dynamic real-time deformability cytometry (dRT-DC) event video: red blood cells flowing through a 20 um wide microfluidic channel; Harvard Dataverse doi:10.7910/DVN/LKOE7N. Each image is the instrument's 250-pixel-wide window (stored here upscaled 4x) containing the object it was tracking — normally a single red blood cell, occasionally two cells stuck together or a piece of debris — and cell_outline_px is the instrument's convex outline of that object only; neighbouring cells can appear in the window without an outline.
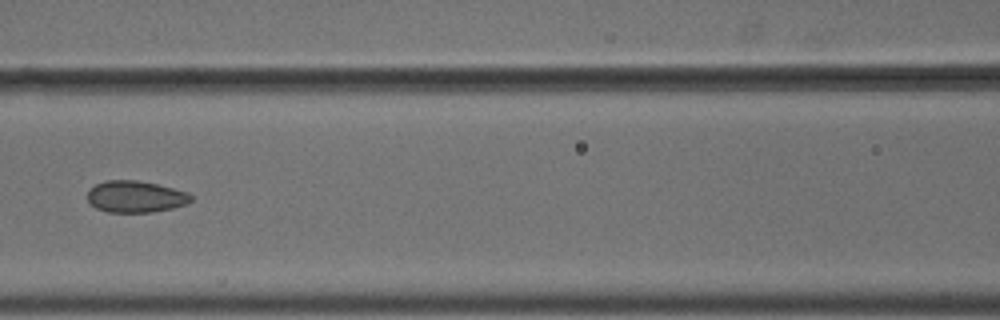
{"species": "common noctule bat (a hibernating species)", "species_latin": "Nyctalus noctula", "temperature_condition": "cold", "stored_images_in_passage": 10, "camera_frame_rate_fps": 3000, "um_per_image_px": 0.085, "animal": {"sex": "male", "body_mass_g": 18.8}, "frame": {"image": 1, "passage_image": 7, "time_ms": 2.0, "image_size_px": [1000, 320], "cell_outline_px": [[192, 200], [184, 204], [172, 208], [152, 212], [108, 212], [96, 208], [88, 200], [88, 192], [96, 184], [104, 180], [136, 180], [156, 184], [188, 192], [192, 196]], "centroid_in_image_um": [11.51, 16.71], "position_along_channel_um": 155.1, "area_um2": 18.9}}
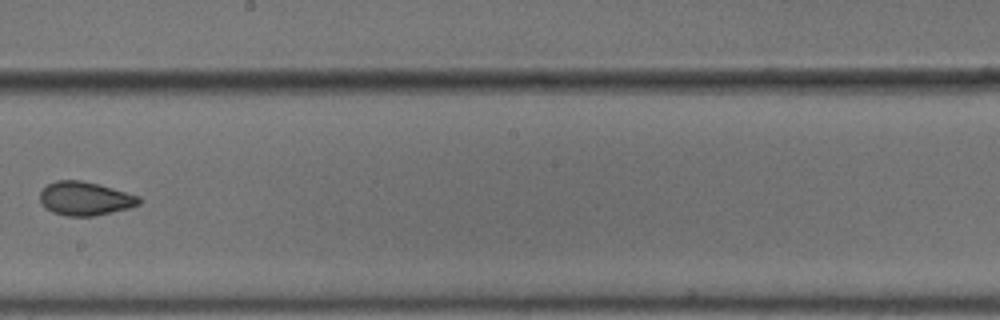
{"frame": {"image": 2, "passage_image": 9, "time_ms": 2.667, "image_size_px": [1000, 320], "cell_outline_px": [[140, 204], [128, 208], [92, 216], [68, 216], [52, 212], [44, 208], [40, 200], [40, 192], [48, 184], [56, 180], [80, 180], [100, 184], [140, 196]], "centroid_in_image_um": [7.21, 16.87], "position_along_channel_um": 241.0, "area_um2": 19.42}}
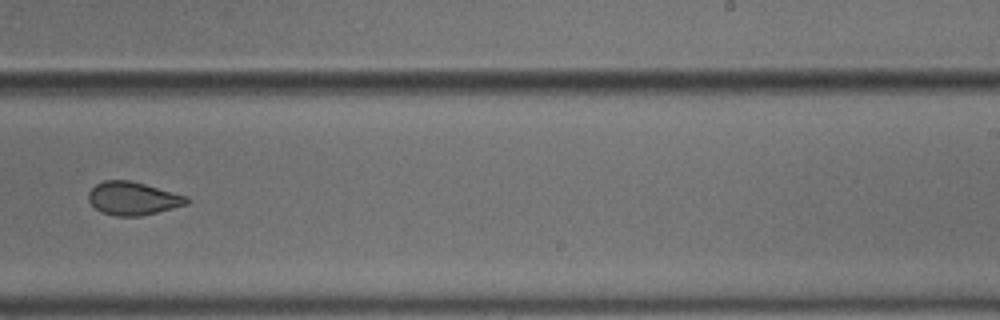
{"frame": {"image": 3, "passage_image": 10, "time_ms": 3.0, "image_size_px": [1000, 320], "cell_outline_px": [[188, 204], [140, 216], [116, 216], [100, 212], [88, 200], [88, 192], [96, 184], [104, 180], [128, 180], [144, 184], [188, 196]], "centroid_in_image_um": [11.27, 16.87], "position_along_channel_um": 277.7, "area_um2": 18.84}}